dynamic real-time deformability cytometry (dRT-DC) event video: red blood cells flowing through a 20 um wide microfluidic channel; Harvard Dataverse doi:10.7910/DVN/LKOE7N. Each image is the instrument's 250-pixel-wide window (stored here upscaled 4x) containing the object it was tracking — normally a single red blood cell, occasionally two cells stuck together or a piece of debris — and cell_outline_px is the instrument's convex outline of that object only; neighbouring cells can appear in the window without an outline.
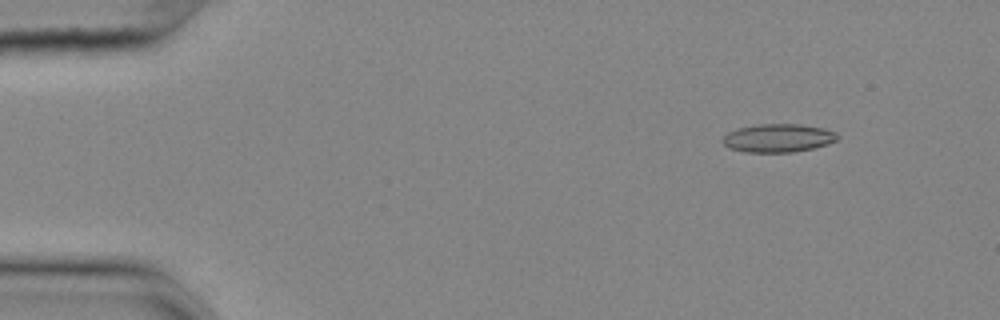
{"species": "common noctule bat (a hibernating species)", "species_latin": "Nyctalus noctula", "temperature_condition": "cold", "stored_images_in_passage": 51, "camera_frame_rate_fps": 3000, "um_per_image_px": 0.085, "animal": {"sex": "female", "body_mass_g": 25.1}, "frame": {"image": 1, "passage_image": 2, "time_ms": 0.333, "image_size_px": [1000, 320], "cell_outline_px": [[840, 136], [836, 140], [828, 144], [812, 148], [792, 152], [744, 152], [728, 148], [720, 140], [728, 132], [736, 128], [756, 124], [800, 124], [824, 128], [836, 132]], "centroid_in_image_um": [66.12, 11.73], "position_along_channel_um": 18.9, "area_um2": 19.13}}
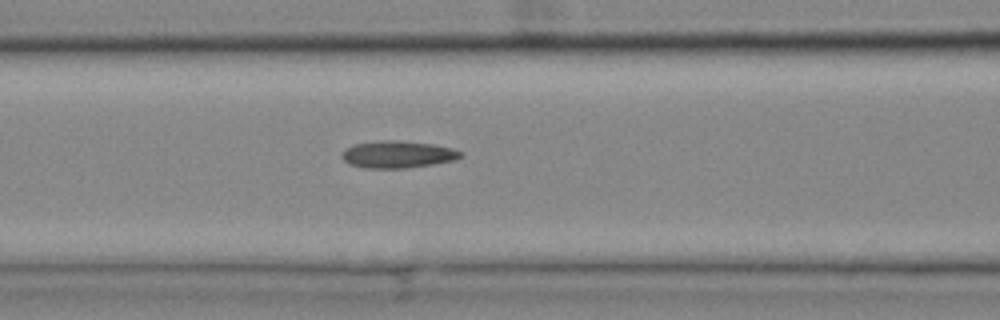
{"frame": {"image": 2, "passage_image": 19, "time_ms": 6.0, "image_size_px": [1000, 320], "cell_outline_px": [[464, 156], [456, 160], [432, 164], [404, 168], [364, 168], [348, 164], [340, 156], [344, 148], [356, 144], [376, 140], [400, 140], [432, 144], [452, 148], [464, 152]], "centroid_in_image_um": [33.8, 13.12], "position_along_channel_um": 132.8, "area_um2": 19.02}}
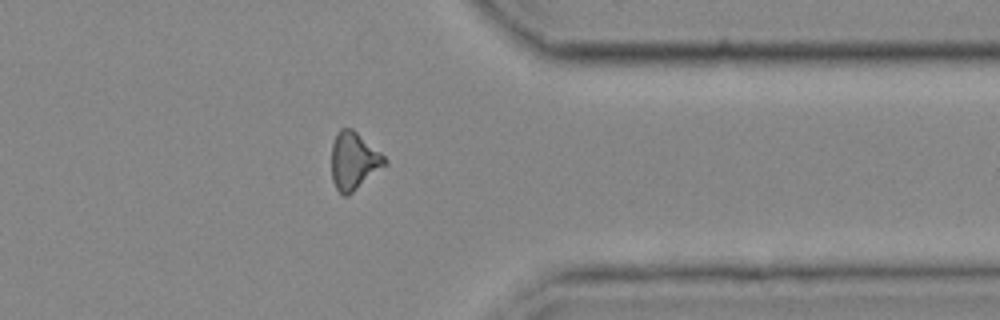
{"frame": {"image": 3, "passage_image": 40, "time_ms": 13.0, "image_size_px": [1000, 320], "cell_outline_px": [[388, 164], [348, 196], [344, 196], [336, 188], [332, 180], [332, 144], [336, 132], [340, 128], [352, 128], [380, 152], [388, 160]], "centroid_in_image_um": [30.08, 13.68], "position_along_channel_um": 381.3, "area_um2": 17.92}, "authors_computed_cell_mechanics": {"area_um2": 17.8024, "velocity_mm_per_s": 3.6642, "shape_relaxation_time_tau1_ms": null, "shape_relaxation_time_tau2_ms": 9.1766, "deformation_change_tau1": null, "deformation_change_tau2": 0.2157}}